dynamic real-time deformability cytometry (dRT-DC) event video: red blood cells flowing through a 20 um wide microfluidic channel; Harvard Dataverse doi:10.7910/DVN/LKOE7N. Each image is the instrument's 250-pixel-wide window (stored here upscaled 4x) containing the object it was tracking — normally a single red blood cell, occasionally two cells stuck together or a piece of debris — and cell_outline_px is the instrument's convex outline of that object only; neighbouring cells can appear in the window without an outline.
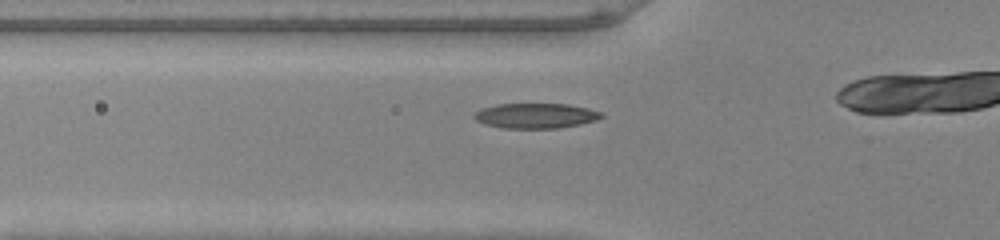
{"species": "common noctule bat (a hibernating species)", "species_latin": "Nyctalus noctula", "temperature_condition": "warm", "stored_images_in_passage": 17, "camera_frame_rate_fps": 3000, "um_per_image_px": 0.085, "animal": {"sex": "male", "body_mass_g": 20.0, "forearm_length_mm": 53.3}, "frame": {"image": 1, "passage_image": 12, "time_ms": 3.667, "image_size_px": [1000, 240], "cell_outline_px": [[604, 116], [596, 120], [580, 124], [560, 128], [500, 128], [484, 124], [476, 120], [472, 116], [480, 108], [496, 104], [568, 104], [588, 108], [604, 112]], "centroid_in_image_um": [45.53, 9.83], "position_along_channel_um": 80.3, "area_um2": 18.79}}
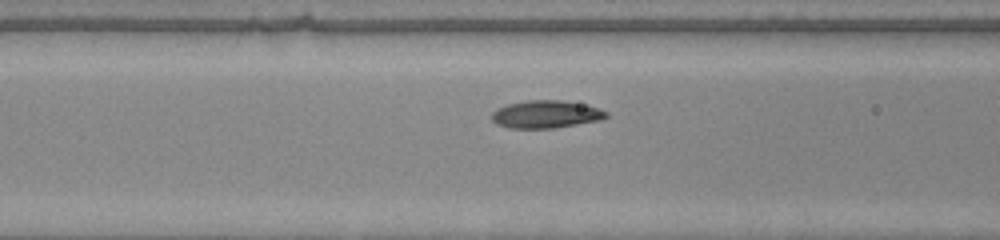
{"frame": {"image": 2, "passage_image": 15, "time_ms": 4.667, "image_size_px": [1000, 240], "cell_outline_px": [[608, 116], [600, 120], [556, 128], [508, 128], [496, 124], [492, 120], [492, 112], [496, 108], [508, 104], [528, 100], [560, 100], [580, 104], [596, 108], [608, 112]], "centroid_in_image_um": [46.35, 9.72], "position_along_channel_um": 120.2, "area_um2": 18.32}}